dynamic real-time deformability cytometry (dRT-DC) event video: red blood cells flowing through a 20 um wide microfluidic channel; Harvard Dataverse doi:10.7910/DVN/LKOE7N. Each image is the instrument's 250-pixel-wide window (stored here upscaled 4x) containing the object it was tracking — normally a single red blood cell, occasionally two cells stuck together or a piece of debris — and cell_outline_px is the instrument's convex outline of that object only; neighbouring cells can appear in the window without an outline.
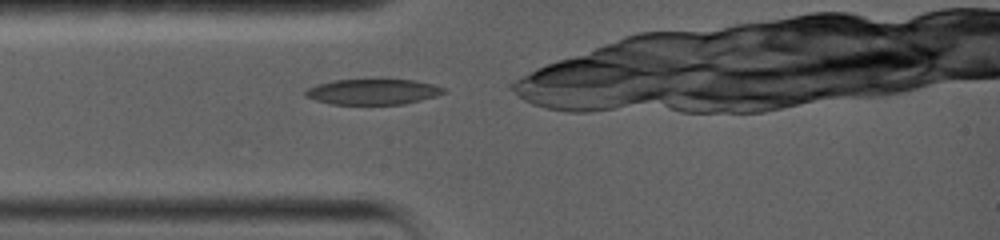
{"species": "common noctule bat (a hibernating species)", "species_latin": "Nyctalus noctula", "temperature_condition": "warm", "stored_images_in_passage": 66, "camera_frame_rate_fps": 5000, "um_per_image_px": 0.085, "animal": {"sex": "female", "body_mass_g": 19.0, "forearm_length_mm": 56.7}, "frame": {"image": 1, "passage_image": 2, "time_ms": 0.2, "image_size_px": [1000, 240], "cell_outline_px": [[444, 92], [436, 96], [404, 104], [332, 104], [316, 100], [304, 96], [304, 92], [308, 88], [316, 84], [332, 80], [380, 76], [412, 80], [432, 84], [444, 88]], "centroid_in_image_um": [31.66, 7.74], "position_along_channel_um": 53.3, "area_um2": 21.5}}
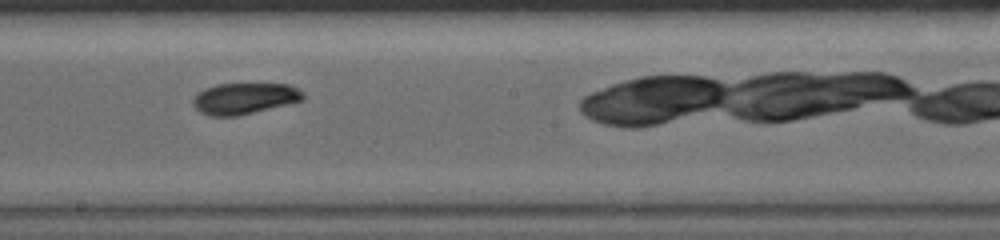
{"frame": {"image": 2, "passage_image": 29, "time_ms": 5.0, "image_size_px": [1000, 240], "cell_outline_px": [[304, 100], [236, 116], [208, 116], [200, 112], [192, 104], [192, 100], [196, 92], [204, 88], [216, 84], [288, 84], [304, 92]], "centroid_in_image_um": [20.73, 8.36], "position_along_channel_um": 227.5, "area_um2": 20.06}}
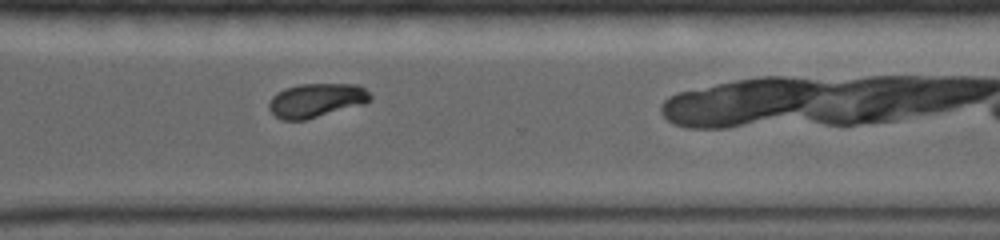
{"frame": {"image": 3, "passage_image": 48, "time_ms": 8.2, "image_size_px": [1000, 240], "cell_outline_px": [[372, 96], [364, 104], [304, 120], [280, 120], [268, 108], [268, 104], [272, 96], [276, 92], [284, 88], [300, 84], [356, 84], [364, 88]], "centroid_in_image_um": [26.84, 8.52], "position_along_channel_um": 343.8, "area_um2": 20.0}, "authors_computed_cell_mechanics": {"area_um2": 20.1722, "velocity_mm_per_s": 3.6264, "shape_relaxation_time_tau1_ms": 5.0245, "shape_relaxation_time_tau2_ms": 3.0622, "deformation_change_tau1": 0.1555, "deformation_change_tau2": 0.049}}